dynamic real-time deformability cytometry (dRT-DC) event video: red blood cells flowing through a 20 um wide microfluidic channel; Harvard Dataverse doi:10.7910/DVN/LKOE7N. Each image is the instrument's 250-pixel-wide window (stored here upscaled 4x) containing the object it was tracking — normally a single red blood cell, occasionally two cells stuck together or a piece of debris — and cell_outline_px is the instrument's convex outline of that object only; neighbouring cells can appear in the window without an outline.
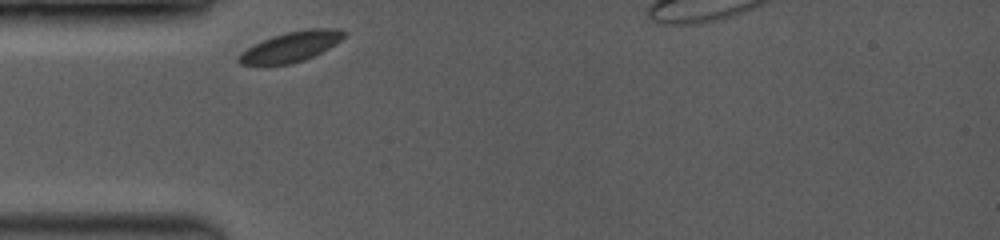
{"species": "common noctule bat (a hibernating species)", "species_latin": "Nyctalus noctula", "temperature_condition": "room temperature", "stored_images_in_passage": 21, "camera_frame_rate_fps": 3500, "um_per_image_px": 0.085, "animal": {"sex": "female", "body_mass_g": 19.0, "forearm_length_mm": 53.3}, "frame": {"image": 1, "passage_image": 1, "time_ms": 0.0, "image_size_px": [1000, 240], "cell_outline_px": [[348, 32], [340, 40], [328, 48], [304, 60], [292, 64], [240, 64], [236, 60], [236, 56], [240, 52], [272, 36], [288, 32], [308, 28], [336, 28]], "centroid_in_image_um": [24.73, 3.96], "position_along_channel_um": 60.3, "area_um2": 18.21}}
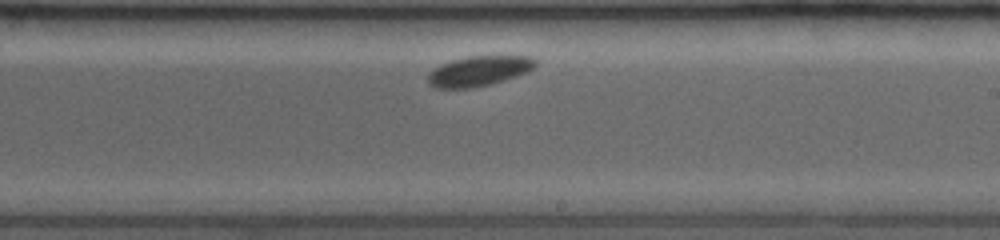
{"frame": {"image": 2, "passage_image": 12, "time_ms": 5.143, "image_size_px": [1000, 240], "cell_outline_px": [[536, 64], [528, 72], [492, 84], [472, 88], [436, 88], [428, 84], [428, 72], [440, 64], [452, 60], [468, 56], [532, 56], [536, 60]], "centroid_in_image_um": [40.69, 6.04], "position_along_channel_um": 248.3, "area_um2": 18.96}}
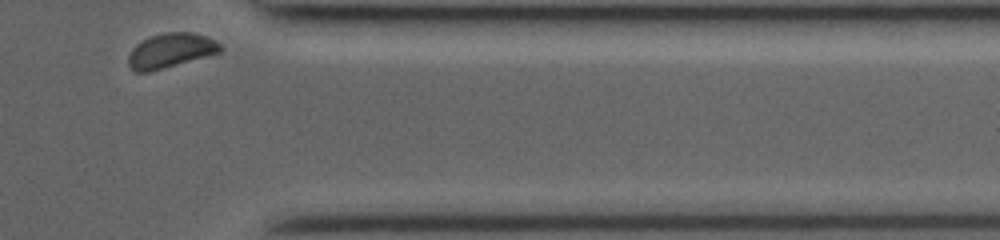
{"frame": {"image": 3, "passage_image": 21, "time_ms": 9.143, "image_size_px": [1000, 240], "cell_outline_px": [[224, 48], [220, 52], [148, 72], [136, 72], [128, 64], [128, 56], [132, 48], [136, 44], [148, 36], [164, 32], [192, 32], [208, 36], [216, 40]], "centroid_in_image_um": [14.5, 4.27], "position_along_channel_um": 396.9, "area_um2": 18.5}, "authors_computed_cell_mechanics": {"area_um2": 18.6694, "velocity_mm_per_s": 3.709, "shape_relaxation_time_tau1_ms": 1.4392, "shape_relaxation_time_tau2_ms": null, "deformation_change_tau1": 0.0466, "deformation_change_tau2": null}}